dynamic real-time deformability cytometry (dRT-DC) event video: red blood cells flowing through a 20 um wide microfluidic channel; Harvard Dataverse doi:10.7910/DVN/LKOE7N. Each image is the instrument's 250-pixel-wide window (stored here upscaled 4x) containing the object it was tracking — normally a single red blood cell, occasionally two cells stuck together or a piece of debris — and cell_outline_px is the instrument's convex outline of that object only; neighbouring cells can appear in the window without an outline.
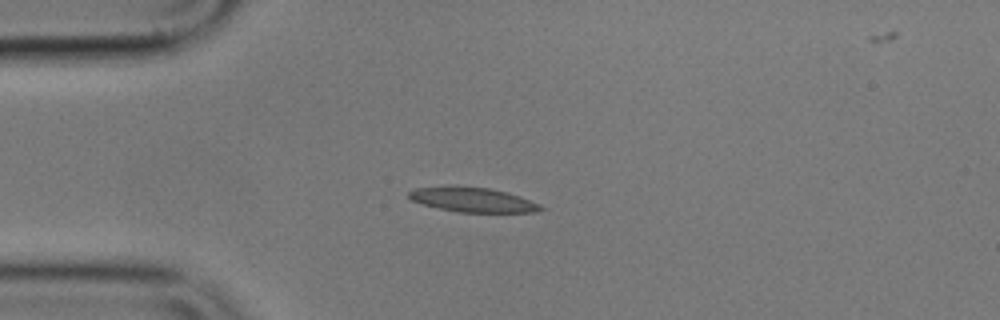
{"species": "common noctule bat (a hibernating species)", "species_latin": "Nyctalus noctula", "temperature_condition": "cold", "stored_images_in_passage": 44, "camera_frame_rate_fps": 3000, "um_per_image_px": 0.085, "animal": {"sex": "male", "body_mass_g": 17.9}, "frame": {"image": 1, "passage_image": 1, "time_ms": 0.0, "image_size_px": [1000, 320], "cell_outline_px": [[548, 208], [536, 212], [456, 212], [424, 204], [412, 200], [408, 196], [408, 192], [416, 188], [456, 184], [488, 188], [508, 192], [520, 196], [540, 204]], "centroid_in_image_um": [40.21, 16.95], "position_along_channel_um": 44.8, "area_um2": 19.25}}
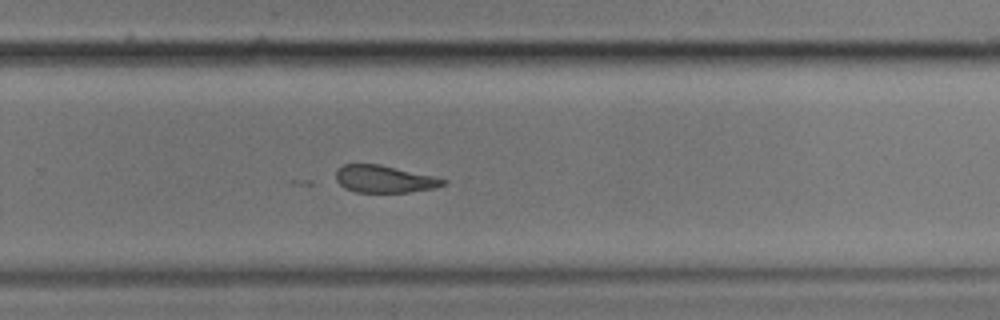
{"frame": {"image": 2, "passage_image": 24, "time_ms": 7.667, "image_size_px": [1000, 320], "cell_outline_px": [[448, 184], [436, 188], [408, 192], [356, 192], [344, 188], [336, 180], [336, 168], [344, 164], [380, 164], [432, 176], [448, 180]], "centroid_in_image_um": [32.67, 15.22], "position_along_channel_um": 297.1, "area_um2": 17.11}}
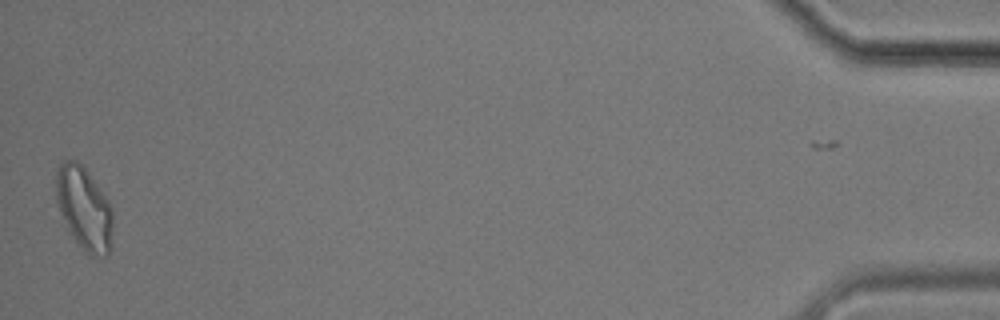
{"frame": {"image": 3, "passage_image": 43, "time_ms": 14.0, "image_size_px": [1000, 320], "cell_outline_px": [[112, 248], [108, 256], [92, 256], [68, 232], [56, 204], [56, 172], [60, 164], [64, 160], [76, 160], [84, 168], [108, 200], [112, 208]], "centroid_in_image_um": [7.15, 17.73], "position_along_channel_um": 428.1, "area_um2": 27.4}, "authors_computed_cell_mechanics": {"area_um2": 18.6694, "velocity_mm_per_s": 3.5134, "shape_relaxation_time_tau1_ms": null, "shape_relaxation_time_tau2_ms": 6.2505, "deformation_change_tau1": null, "deformation_change_tau2": 0.1435}}